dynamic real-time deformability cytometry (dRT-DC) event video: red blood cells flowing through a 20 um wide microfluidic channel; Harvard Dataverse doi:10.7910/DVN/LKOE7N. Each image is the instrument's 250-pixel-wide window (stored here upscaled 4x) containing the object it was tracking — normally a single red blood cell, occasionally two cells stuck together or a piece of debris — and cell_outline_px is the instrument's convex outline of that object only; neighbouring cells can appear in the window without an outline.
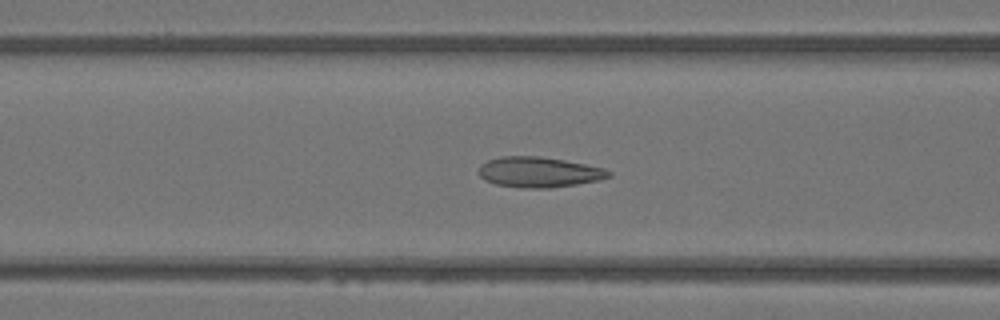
{"species": "Egyptian fruit bat (a non-hibernating species)", "species_latin": "Rousettus aegyptiacus", "temperature_condition": "warm", "stored_images_in_passage": 45, "camera_frame_rate_fps": 3000, "um_per_image_px": 0.085, "animal": {"sex": "female"}, "frame": {"image": 1, "passage_image": 20, "time_ms": 6.333, "image_size_px": [1000, 320], "cell_outline_px": [[612, 176], [600, 180], [576, 184], [548, 188], [524, 188], [496, 184], [484, 180], [480, 176], [480, 164], [488, 160], [500, 156], [540, 156], [564, 160], [604, 168], [612, 172]], "centroid_in_image_um": [45.82, 14.63], "position_along_channel_um": 120.8, "area_um2": 23.0}}
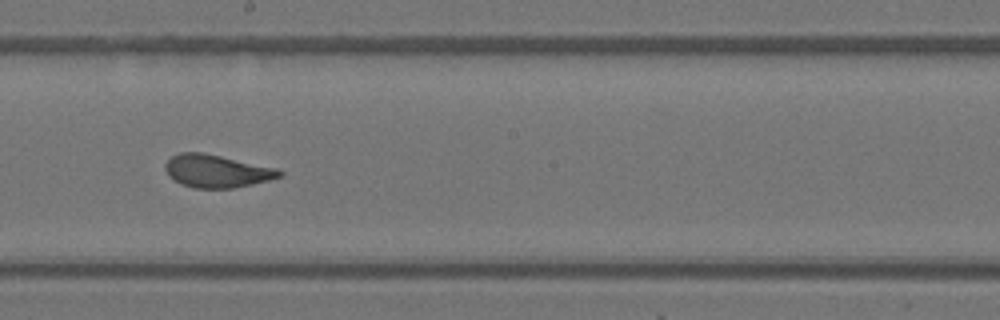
{"frame": {"image": 2, "passage_image": 28, "time_ms": 9.0, "image_size_px": [1000, 320], "cell_outline_px": [[284, 176], [252, 184], [232, 188], [192, 188], [180, 184], [168, 176], [164, 168], [164, 164], [172, 156], [180, 152], [204, 152], [276, 168], [284, 172]], "centroid_in_image_um": [18.4, 14.54], "position_along_channel_um": 229.8, "area_um2": 21.96}}
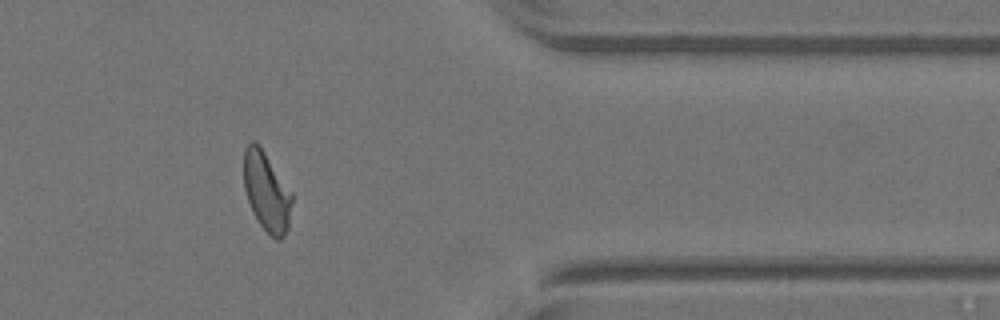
{"frame": {"image": 3, "passage_image": 41, "time_ms": 13.333, "image_size_px": [1000, 320], "cell_outline_px": [[292, 200], [288, 228], [284, 236], [280, 240], [276, 240], [260, 224], [248, 200], [244, 188], [244, 148], [252, 140], [256, 140], [260, 144], [292, 192]], "centroid_in_image_um": [22.67, 16.23], "position_along_channel_um": 388.7, "area_um2": 22.2}, "authors_computed_cell_mechanics": {"area_um2": 23.409, "velocity_mm_per_s": 4.1013, "shape_relaxation_time_tau1_ms": 4.9995, "shape_relaxation_time_tau2_ms": 0.8036, "deformation_change_tau1": 0.156, "deformation_change_tau2": 0.0783}}